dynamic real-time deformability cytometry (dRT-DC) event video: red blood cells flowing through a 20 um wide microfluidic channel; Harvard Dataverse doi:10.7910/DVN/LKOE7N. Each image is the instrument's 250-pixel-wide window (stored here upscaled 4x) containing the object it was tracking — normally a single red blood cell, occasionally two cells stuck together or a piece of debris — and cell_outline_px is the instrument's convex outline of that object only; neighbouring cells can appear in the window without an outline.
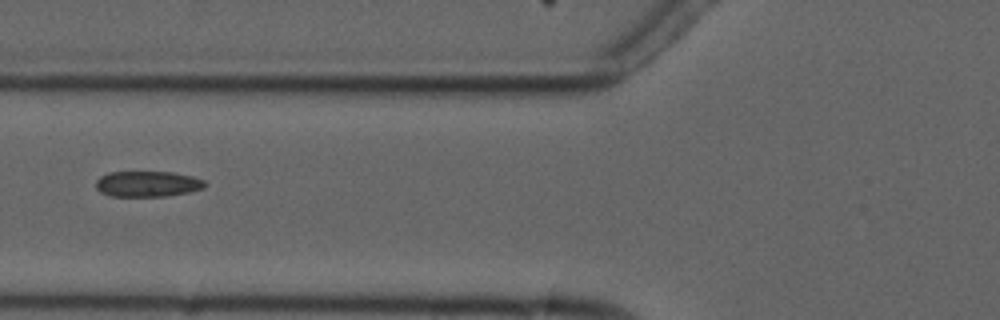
{"species": "common noctule bat (a hibernating species)", "species_latin": "Nyctalus noctula", "temperature_condition": "cold", "stored_images_in_passage": 6, "camera_frame_rate_fps": 3000, "um_per_image_px": 0.085, "animal": {"sex": "male", "forearm_length_mm": 52.5}, "frame": {"image": 1, "passage_image": 6, "time_ms": 6.333, "image_size_px": [1000, 320], "cell_outline_px": [[208, 184], [204, 188], [188, 192], [168, 196], [112, 196], [100, 192], [96, 188], [96, 180], [100, 176], [108, 172], [172, 172], [192, 176], [204, 180]], "centroid_in_image_um": [12.55, 15.63], "position_along_channel_um": 113.3, "area_um2": 16.42}}